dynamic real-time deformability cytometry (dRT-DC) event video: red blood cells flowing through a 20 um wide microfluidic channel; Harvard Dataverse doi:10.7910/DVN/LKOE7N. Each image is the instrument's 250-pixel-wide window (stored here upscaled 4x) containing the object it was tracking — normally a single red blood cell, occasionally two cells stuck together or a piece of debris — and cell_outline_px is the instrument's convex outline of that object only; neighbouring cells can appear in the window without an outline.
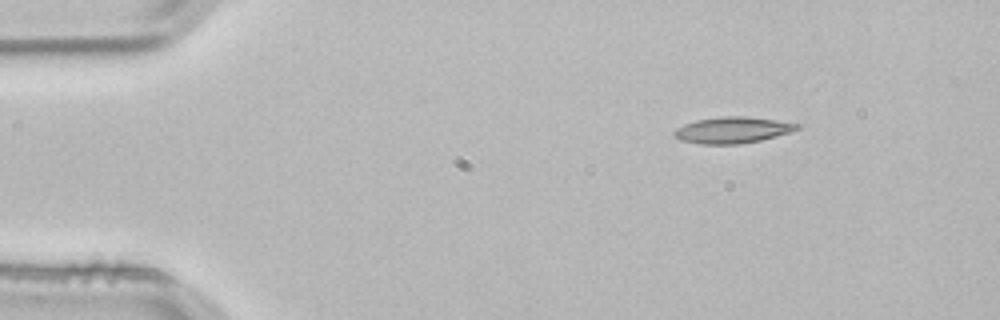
{"species": "common noctule bat (a hibernating species)", "species_latin": "Nyctalus noctula", "temperature_condition": "room temperature", "stored_images_in_passage": 2, "camera_frame_rate_fps": 3000, "um_per_image_px": 0.085, "animal": {"sex": "male", "body_mass_g": 21.5, "forearm_length_mm": 52.0}, "frame": {"image": 1, "passage_image": 1, "time_ms": 0.0, "image_size_px": [1000, 320], "cell_outline_px": [[800, 128], [788, 132], [760, 140], [736, 144], [700, 144], [680, 140], [672, 132], [676, 128], [684, 124], [696, 120], [724, 116], [744, 116], [776, 120], [800, 124]], "centroid_in_image_um": [62.22, 11.05], "position_along_channel_um": 22.8, "area_um2": 18.55}}